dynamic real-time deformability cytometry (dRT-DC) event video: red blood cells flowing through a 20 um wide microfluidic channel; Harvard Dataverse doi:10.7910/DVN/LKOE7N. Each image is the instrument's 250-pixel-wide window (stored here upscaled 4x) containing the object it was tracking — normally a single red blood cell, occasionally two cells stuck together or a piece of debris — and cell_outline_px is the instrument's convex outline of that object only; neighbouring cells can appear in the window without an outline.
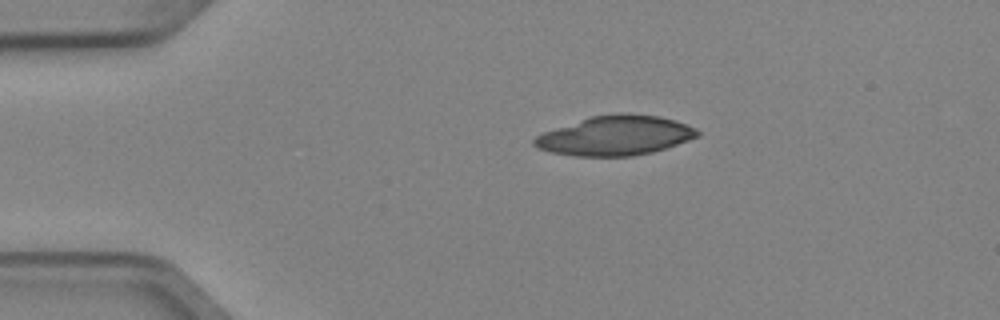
{"species": "Egyptian fruit bat (a non-hibernating species)", "species_latin": "Rousettus aegyptiacus", "temperature_condition": "cold", "stored_images_in_passage": 6, "camera_frame_rate_fps": 3000, "um_per_image_px": 0.085, "animal": {"sex": "female"}, "frame": {"image": 1, "passage_image": 6, "time_ms": 1.667, "image_size_px": [1000, 320], "cell_outline_px": [[700, 136], [652, 152], [632, 156], [572, 156], [552, 152], [536, 148], [532, 144], [532, 140], [536, 136], [544, 132], [592, 116], [616, 112], [620, 112], [660, 116], [676, 120], [696, 128], [700, 132]], "centroid_in_image_um": [52.31, 11.52], "position_along_channel_um": 32.7, "area_um2": 37.63}}